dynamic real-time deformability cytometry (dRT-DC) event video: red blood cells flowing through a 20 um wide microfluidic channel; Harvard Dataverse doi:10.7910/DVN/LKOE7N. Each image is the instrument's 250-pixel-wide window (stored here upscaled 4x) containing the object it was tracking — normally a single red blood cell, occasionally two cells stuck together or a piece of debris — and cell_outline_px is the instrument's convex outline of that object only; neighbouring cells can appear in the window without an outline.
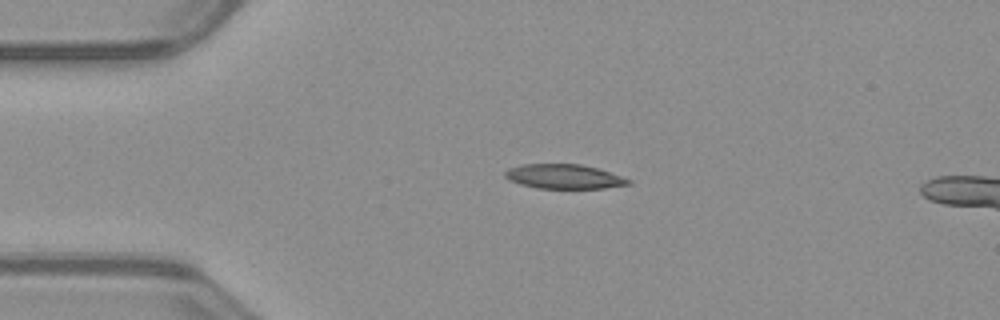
{"species": "common noctule bat (a hibernating species)", "species_latin": "Nyctalus noctula", "temperature_condition": "warm", "stored_images_in_passage": 41, "camera_frame_rate_fps": 3000, "um_per_image_px": 0.085, "animal": {"sex": "male", "body_mass_g": 23.1, "forearm_length_mm": 52.7}, "frame": {"image": 1, "passage_image": 1, "time_ms": 0.0, "image_size_px": [1000, 320], "cell_outline_px": [[632, 184], [604, 188], [536, 188], [520, 184], [508, 180], [504, 176], [504, 172], [508, 168], [524, 164], [580, 164], [596, 168], [632, 180]], "centroid_in_image_um": [47.91, 15.01], "position_along_channel_um": 37.1, "area_um2": 17.51}}
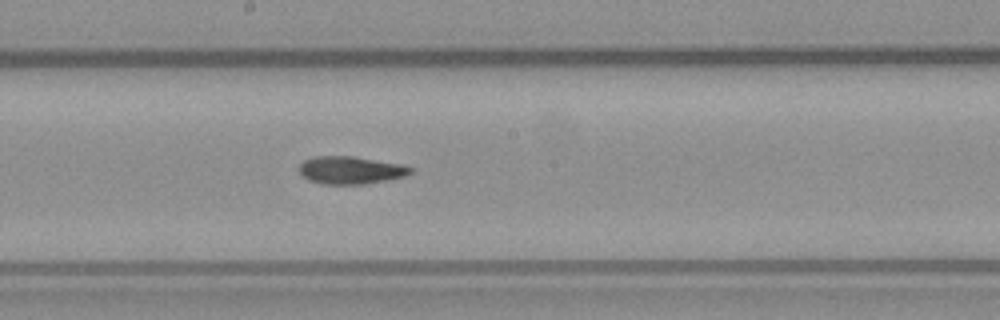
{"frame": {"image": 2, "passage_image": 17, "time_ms": 5.333, "image_size_px": [1000, 320], "cell_outline_px": [[416, 168], [412, 172], [404, 176], [388, 180], [364, 184], [320, 184], [308, 180], [296, 168], [304, 160], [312, 156], [352, 156], [404, 164]], "centroid_in_image_um": [29.81, 14.46], "position_along_channel_um": 218.4, "area_um2": 18.26}}
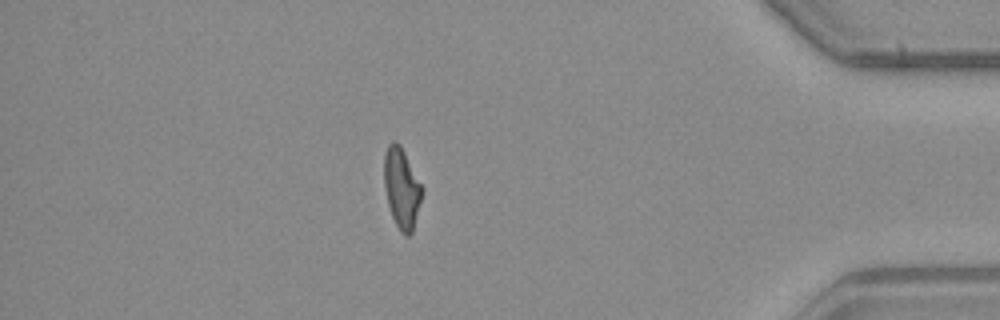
{"frame": {"image": 3, "passage_image": 34, "time_ms": 11.0, "image_size_px": [1000, 320], "cell_outline_px": [[424, 188], [412, 232], [408, 236], [404, 236], [400, 232], [392, 216], [388, 204], [384, 184], [384, 156], [388, 144], [392, 140], [396, 140], [400, 144]], "centroid_in_image_um": [34.14, 15.97], "position_along_channel_um": 401.1, "area_um2": 17.8}}